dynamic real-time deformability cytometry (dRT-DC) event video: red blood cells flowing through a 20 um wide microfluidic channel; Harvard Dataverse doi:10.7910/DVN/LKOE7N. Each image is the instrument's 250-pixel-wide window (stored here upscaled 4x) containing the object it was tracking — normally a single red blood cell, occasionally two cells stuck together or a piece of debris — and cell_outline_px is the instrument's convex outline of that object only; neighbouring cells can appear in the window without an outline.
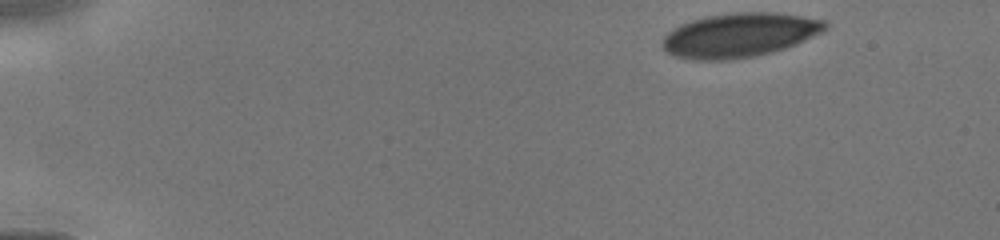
{"species": "human", "species_latin": "Homo sapiens", "temperature_condition": "cold", "stored_images_in_passage": 10, "camera_frame_rate_fps": 3000, "um_per_image_px": 0.085, "donor": {"sex": "male"}, "frame": {"image": 1, "passage_image": 1, "time_ms": 0.0, "image_size_px": [1000, 240], "cell_outline_px": [[828, 28], [796, 44], [772, 52], [752, 56], [724, 60], [692, 60], [672, 56], [660, 44], [664, 36], [672, 28], [680, 24], [692, 20], [708, 16], [732, 12], [776, 12], [824, 20], [828, 24]], "centroid_in_image_um": [62.81, 2.98], "position_along_channel_um": 22.2, "area_um2": 41.85}}
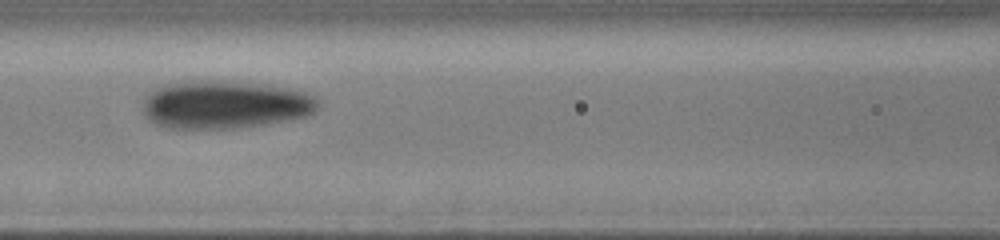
{"frame": {"image": 2, "passage_image": 9, "time_ms": 5.333, "image_size_px": [1000, 240], "cell_outline_px": [[320, 108], [316, 112], [308, 116], [264, 124], [232, 128], [168, 128], [156, 124], [148, 120], [144, 112], [144, 100], [152, 88], [184, 80], [216, 80], [260, 84], [284, 88], [304, 92], [316, 96], [320, 100]], "centroid_in_image_um": [19.12, 8.88], "position_along_channel_um": 147.5, "area_um2": 49.25}}
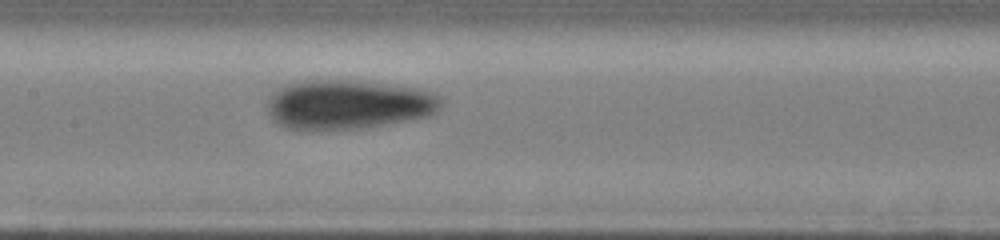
{"frame": {"image": 3, "passage_image": 10, "time_ms": 6.0, "image_size_px": [1000, 240], "cell_outline_px": [[440, 108], [436, 112], [428, 116], [408, 120], [360, 128], [284, 128], [268, 112], [268, 96], [272, 92], [288, 84], [304, 80], [356, 80], [416, 88], [436, 92], [440, 96]], "centroid_in_image_um": [29.62, 8.85], "position_along_channel_um": 177.8, "area_um2": 49.42}}